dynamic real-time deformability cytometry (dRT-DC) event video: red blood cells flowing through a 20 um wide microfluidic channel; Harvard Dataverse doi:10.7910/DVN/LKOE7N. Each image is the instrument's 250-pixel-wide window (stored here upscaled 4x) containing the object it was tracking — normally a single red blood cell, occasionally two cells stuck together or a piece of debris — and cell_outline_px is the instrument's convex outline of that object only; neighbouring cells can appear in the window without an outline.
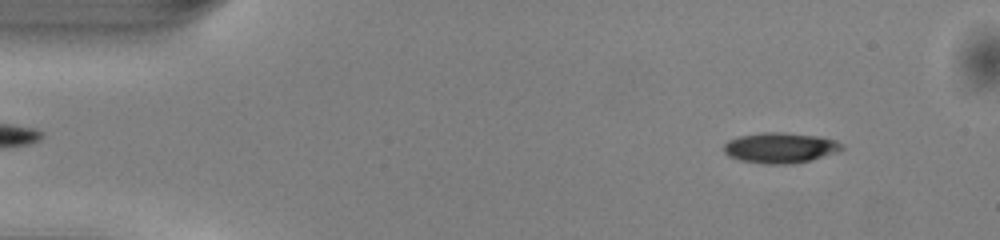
{"species": "common noctule bat (a hibernating species)", "species_latin": "Nyctalus noctula", "temperature_condition": "warm", "stored_images_in_passage": 49, "camera_frame_rate_fps": 3000, "um_per_image_px": 0.085, "animal": {"sex": "male", "body_mass_g": 13.0, "forearm_length_mm": 53.1}, "frame": {"image": 1, "passage_image": 5, "time_ms": 1.333, "image_size_px": [1000, 240], "cell_outline_px": [[844, 148], [836, 152], [812, 160], [792, 164], [764, 164], [740, 160], [728, 156], [724, 152], [724, 144], [728, 140], [740, 136], [760, 132], [784, 132], [820, 136], [836, 140], [844, 144]], "centroid_in_image_um": [66.33, 12.56], "position_along_channel_um": 18.7, "area_um2": 21.21}}
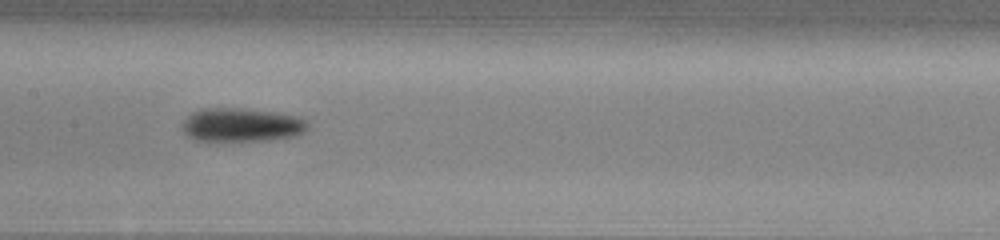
{"frame": {"image": 2, "passage_image": 24, "time_ms": 7.667, "image_size_px": [1000, 240], "cell_outline_px": [[308, 128], [304, 132], [296, 136], [268, 140], [196, 140], [188, 136], [180, 128], [184, 120], [192, 112], [204, 108], [240, 108], [272, 112], [300, 116], [308, 124]], "centroid_in_image_um": [20.53, 10.61], "position_along_channel_um": 186.9, "area_um2": 24.51}}
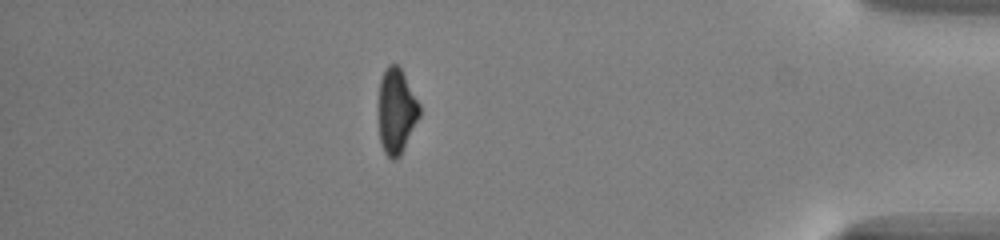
{"frame": {"image": 3, "passage_image": 43, "time_ms": 14.0, "image_size_px": [1000, 240], "cell_outline_px": [[420, 116], [400, 156], [396, 160], [392, 160], [384, 152], [380, 140], [380, 80], [388, 64], [396, 64], [400, 68], [420, 104]], "centroid_in_image_um": [33.72, 9.47], "position_along_channel_um": 401.5, "area_um2": 19.88}, "authors_computed_cell_mechanics": {"area_um2": 21.675, "velocity_mm_per_s": 4.1103, "shape_relaxation_time_tau1_ms": 2.0558, "shape_relaxation_time_tau2_ms": null, "deformation_change_tau1": 0.146, "deformation_change_tau2": null}}